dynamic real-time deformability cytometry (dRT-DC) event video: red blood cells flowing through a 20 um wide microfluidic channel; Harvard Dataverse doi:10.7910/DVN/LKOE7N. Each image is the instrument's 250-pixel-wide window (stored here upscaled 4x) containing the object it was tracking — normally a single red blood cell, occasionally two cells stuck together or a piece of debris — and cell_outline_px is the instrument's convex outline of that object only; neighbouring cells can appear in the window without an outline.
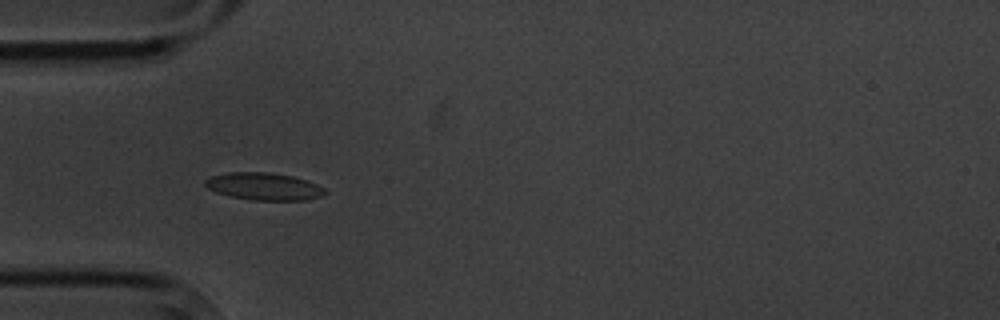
{"species": "common noctule bat (a hibernating species)", "species_latin": "Nyctalus noctula", "temperature_condition": "cold", "stored_images_in_passage": 8, "camera_frame_rate_fps": 3000, "um_per_image_px": 0.085, "animal": {"sex": "male", "body_mass_g": 20.1, "forearm_length_mm": 53.5}, "frame": {"image": 1, "passage_image": 5, "time_ms": 4.667, "image_size_px": [1000, 320], "cell_outline_px": [[328, 192], [320, 196], [304, 200], [252, 200], [232, 196], [216, 192], [208, 188], [204, 184], [204, 180], [212, 176], [228, 172], [268, 172], [292, 176], [308, 180], [324, 188]], "centroid_in_image_um": [22.44, 15.84], "position_along_channel_um": 62.6, "area_um2": 19.02}}
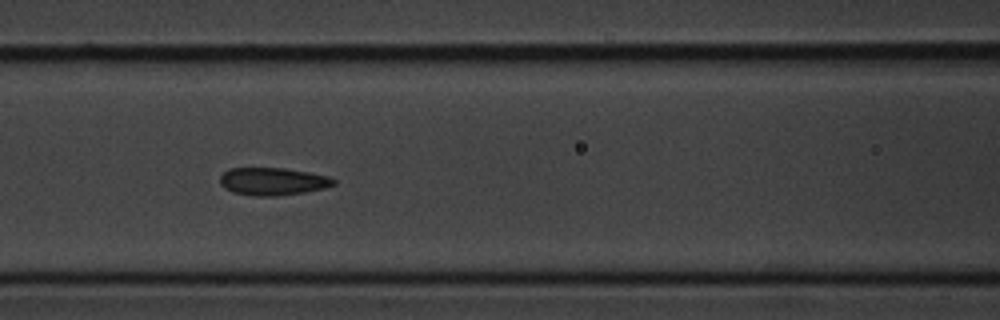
{"frame": {"image": 2, "passage_image": 7, "time_ms": 7.0, "image_size_px": [1000, 320], "cell_outline_px": [[336, 184], [324, 188], [304, 192], [276, 196], [256, 196], [232, 192], [224, 188], [220, 184], [220, 176], [228, 168], [284, 168], [308, 172], [328, 176], [336, 180]], "centroid_in_image_um": [23.17, 15.42], "position_along_channel_um": 143.4, "area_um2": 18.32}}
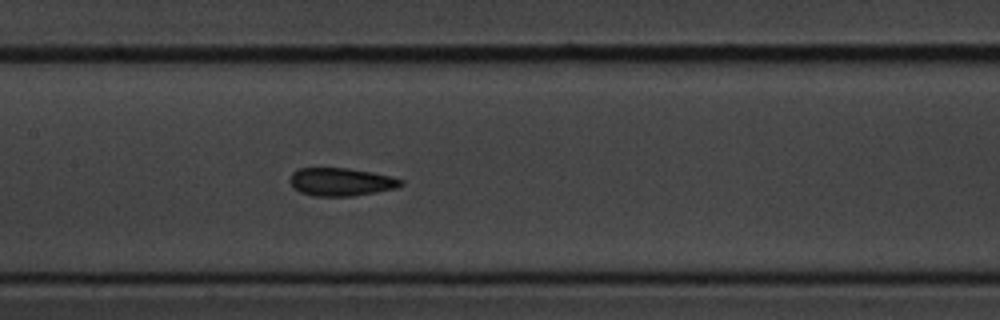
{"frame": {"image": 3, "passage_image": 8, "time_ms": 8.0, "image_size_px": [1000, 320], "cell_outline_px": [[404, 184], [396, 188], [376, 192], [352, 196], [312, 196], [300, 192], [292, 188], [288, 180], [292, 172], [300, 168], [348, 168], [372, 172], [392, 176], [404, 180]], "centroid_in_image_um": [28.97, 15.46], "position_along_channel_um": 178.4, "area_um2": 18.38}}